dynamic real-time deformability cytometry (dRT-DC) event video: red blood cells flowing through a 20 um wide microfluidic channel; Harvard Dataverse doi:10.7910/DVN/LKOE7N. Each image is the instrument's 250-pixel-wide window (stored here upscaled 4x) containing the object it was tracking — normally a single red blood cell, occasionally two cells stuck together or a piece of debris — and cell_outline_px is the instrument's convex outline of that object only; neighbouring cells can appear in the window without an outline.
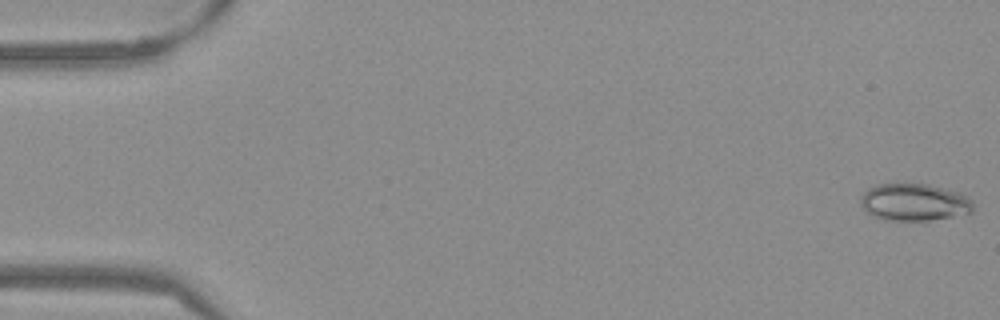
{"species": "Egyptian fruit bat (a non-hibernating species)", "species_latin": "Rousettus aegyptiacus", "temperature_condition": "warm", "stored_images_in_passage": 51, "camera_frame_rate_fps": 3000, "um_per_image_px": 0.085, "frame": {"image": 1, "passage_image": 1, "time_ms": 0.0, "image_size_px": [1000, 320], "cell_outline_px": [[972, 212], [952, 216], [928, 220], [888, 220], [876, 216], [868, 212], [860, 204], [860, 196], [868, 188], [876, 184], [928, 184], [960, 192], [968, 196], [972, 200]], "centroid_in_image_um": [77.71, 17.17], "position_along_channel_um": 7.3, "area_um2": 24.22}}
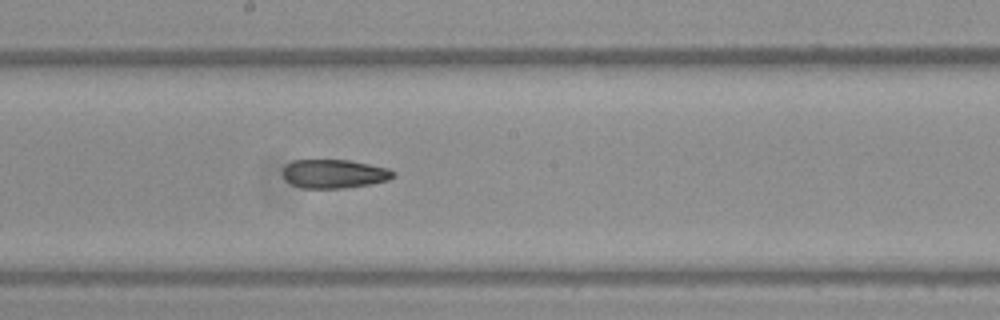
{"frame": {"image": 2, "passage_image": 29, "time_ms": 9.333, "image_size_px": [1000, 320], "cell_outline_px": [[396, 176], [388, 180], [372, 184], [344, 188], [304, 188], [292, 184], [284, 180], [284, 164], [292, 160], [348, 160], [388, 168], [396, 172]], "centroid_in_image_um": [28.42, 14.77], "position_along_channel_um": 219.8, "area_um2": 18.61}}
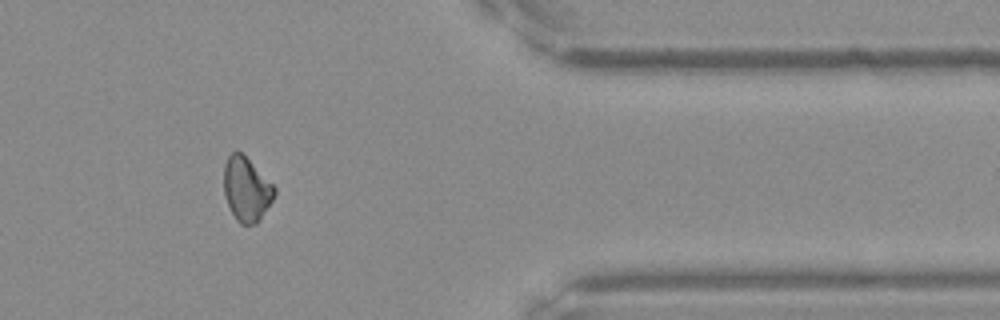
{"frame": {"image": 3, "passage_image": 44, "time_ms": 14.333, "image_size_px": [1000, 320], "cell_outline_px": [[276, 192], [272, 200], [260, 220], [256, 224], [240, 224], [236, 220], [224, 196], [224, 164], [228, 156], [232, 152], [240, 152], [276, 188]], "centroid_in_image_um": [20.93, 16.11], "position_along_channel_um": 390.5, "area_um2": 18.55}, "authors_computed_cell_mechanics": {"area_um2": 19.5942, "velocity_mm_per_s": 3.8533, "shape_relaxation_time_tau1_ms": null, "shape_relaxation_time_tau2_ms": 4.1823, "deformation_change_tau1": null, "deformation_change_tau2": 0.1001}}